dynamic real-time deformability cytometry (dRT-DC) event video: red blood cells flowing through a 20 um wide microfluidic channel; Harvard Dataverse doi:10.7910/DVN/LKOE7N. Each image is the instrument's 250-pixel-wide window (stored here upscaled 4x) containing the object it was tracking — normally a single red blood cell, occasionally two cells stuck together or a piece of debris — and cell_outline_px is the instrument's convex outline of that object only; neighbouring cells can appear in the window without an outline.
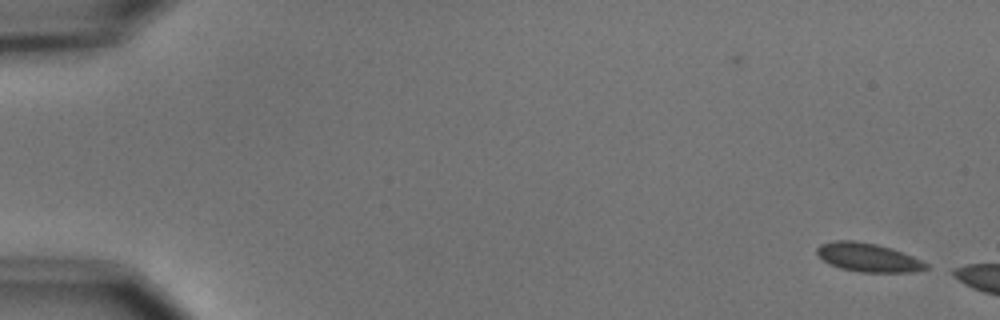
{"species": "common noctule bat (a hibernating species)", "species_latin": "Nyctalus noctula", "temperature_condition": "cold", "stored_images_in_passage": 2, "camera_frame_rate_fps": 3000, "um_per_image_px": 0.085, "animal": {"sex": "male", "body_mass_g": 15.6}, "frame": {"image": 1, "passage_image": 2, "time_ms": 1.0, "image_size_px": [1000, 320], "cell_outline_px": [[928, 268], [912, 272], [860, 272], [840, 268], [828, 264], [816, 252], [816, 248], [820, 244], [836, 240], [852, 240], [876, 244], [892, 248], [912, 256], [928, 264]], "centroid_in_image_um": [73.76, 21.88], "position_along_channel_um": 11.2, "area_um2": 18.15}}